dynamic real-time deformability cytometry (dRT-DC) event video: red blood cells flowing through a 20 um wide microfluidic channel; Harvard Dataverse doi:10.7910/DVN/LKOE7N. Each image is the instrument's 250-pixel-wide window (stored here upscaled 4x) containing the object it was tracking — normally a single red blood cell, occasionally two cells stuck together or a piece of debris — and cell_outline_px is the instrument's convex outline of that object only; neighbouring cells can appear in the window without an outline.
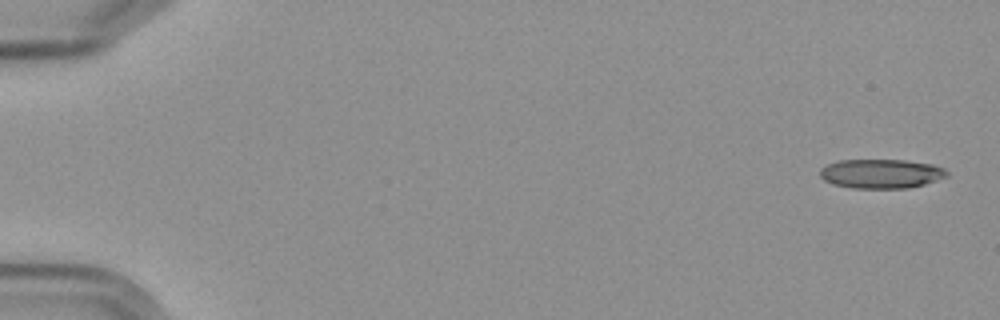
{"species": "Egyptian fruit bat (a non-hibernating species)", "species_latin": "Rousettus aegyptiacus", "temperature_condition": "cold", "stored_images_in_passage": 6, "camera_frame_rate_fps": 3000, "um_per_image_px": 0.085, "frame": {"image": 1, "passage_image": 1, "time_ms": 0.0, "image_size_px": [1000, 320], "cell_outline_px": [[948, 176], [924, 184], [908, 188], [856, 188], [832, 184], [824, 180], [820, 176], [820, 168], [828, 164], [840, 160], [904, 160], [932, 164], [944, 168], [948, 172]], "centroid_in_image_um": [74.89, 14.76], "position_along_channel_um": 10.1, "area_um2": 21.56}}
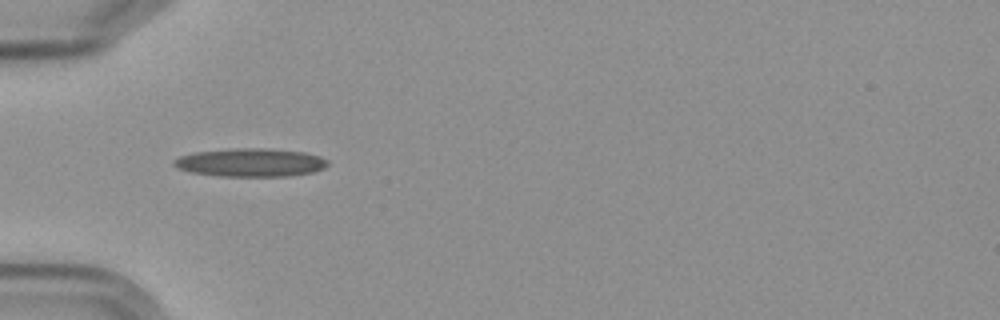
{"frame": {"image": 2, "passage_image": 5, "time_ms": 5.667, "image_size_px": [1000, 320], "cell_outline_px": [[328, 164], [324, 168], [312, 172], [288, 176], [220, 176], [192, 172], [180, 168], [172, 164], [172, 160], [180, 156], [196, 152], [228, 148], [264, 148], [304, 152], [320, 156], [328, 160]], "centroid_in_image_um": [21.3, 13.8], "position_along_channel_um": 63.7, "area_um2": 25.32}}
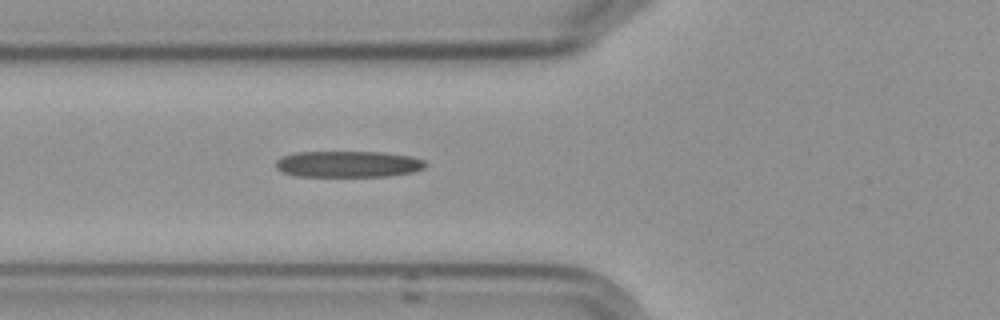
{"frame": {"image": 3, "passage_image": 6, "time_ms": 6.667, "image_size_px": [1000, 320], "cell_outline_px": [[428, 164], [424, 168], [412, 172], [388, 176], [296, 176], [284, 172], [276, 168], [276, 160], [280, 156], [296, 152], [384, 152], [412, 156], [424, 160]], "centroid_in_image_um": [29.6, 13.94], "position_along_channel_um": 96.2, "area_um2": 23.06}}